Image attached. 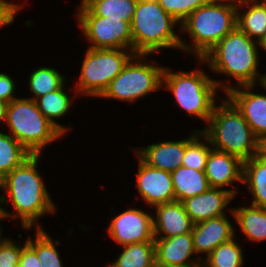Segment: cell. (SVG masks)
Returning <instances> with one entry per match:
<instances>
[{"label": "cell", "instance_id": "cell-31", "mask_svg": "<svg viewBox=\"0 0 266 267\" xmlns=\"http://www.w3.org/2000/svg\"><path fill=\"white\" fill-rule=\"evenodd\" d=\"M236 237L217 246L203 259L201 267H243V245L237 243Z\"/></svg>", "mask_w": 266, "mask_h": 267}, {"label": "cell", "instance_id": "cell-7", "mask_svg": "<svg viewBox=\"0 0 266 267\" xmlns=\"http://www.w3.org/2000/svg\"><path fill=\"white\" fill-rule=\"evenodd\" d=\"M5 123L11 134L32 155H42L50 143L64 135L39 111L30 98H15L8 104Z\"/></svg>", "mask_w": 266, "mask_h": 267}, {"label": "cell", "instance_id": "cell-9", "mask_svg": "<svg viewBox=\"0 0 266 267\" xmlns=\"http://www.w3.org/2000/svg\"><path fill=\"white\" fill-rule=\"evenodd\" d=\"M148 56L152 57V55L135 54L121 73L110 82L100 98L135 103L160 90L165 66H159V63L157 65L154 60L147 62Z\"/></svg>", "mask_w": 266, "mask_h": 267}, {"label": "cell", "instance_id": "cell-39", "mask_svg": "<svg viewBox=\"0 0 266 267\" xmlns=\"http://www.w3.org/2000/svg\"><path fill=\"white\" fill-rule=\"evenodd\" d=\"M3 219L4 220H6V218H5V215H4V213H3V211L1 210V208H0V222H2L3 221ZM1 224V223H0ZM2 227H1V225H0V241L3 239V236H2V229H1Z\"/></svg>", "mask_w": 266, "mask_h": 267}, {"label": "cell", "instance_id": "cell-29", "mask_svg": "<svg viewBox=\"0 0 266 267\" xmlns=\"http://www.w3.org/2000/svg\"><path fill=\"white\" fill-rule=\"evenodd\" d=\"M35 237L27 236V244L36 252L41 267H64L57 250L59 240H53L43 228H35Z\"/></svg>", "mask_w": 266, "mask_h": 267}, {"label": "cell", "instance_id": "cell-12", "mask_svg": "<svg viewBox=\"0 0 266 267\" xmlns=\"http://www.w3.org/2000/svg\"><path fill=\"white\" fill-rule=\"evenodd\" d=\"M137 159L136 187L145 204L153 208L176 201L171 173L148 165L138 155Z\"/></svg>", "mask_w": 266, "mask_h": 267}, {"label": "cell", "instance_id": "cell-42", "mask_svg": "<svg viewBox=\"0 0 266 267\" xmlns=\"http://www.w3.org/2000/svg\"><path fill=\"white\" fill-rule=\"evenodd\" d=\"M261 2L266 6V0H261Z\"/></svg>", "mask_w": 266, "mask_h": 267}, {"label": "cell", "instance_id": "cell-43", "mask_svg": "<svg viewBox=\"0 0 266 267\" xmlns=\"http://www.w3.org/2000/svg\"><path fill=\"white\" fill-rule=\"evenodd\" d=\"M85 1H87V0H80V4H83Z\"/></svg>", "mask_w": 266, "mask_h": 267}, {"label": "cell", "instance_id": "cell-3", "mask_svg": "<svg viewBox=\"0 0 266 267\" xmlns=\"http://www.w3.org/2000/svg\"><path fill=\"white\" fill-rule=\"evenodd\" d=\"M237 0H211L199 7L181 24L180 30L193 44L181 36L180 50L202 59L228 33L237 27Z\"/></svg>", "mask_w": 266, "mask_h": 267}, {"label": "cell", "instance_id": "cell-25", "mask_svg": "<svg viewBox=\"0 0 266 267\" xmlns=\"http://www.w3.org/2000/svg\"><path fill=\"white\" fill-rule=\"evenodd\" d=\"M107 267H155L154 242L134 243L122 246V252Z\"/></svg>", "mask_w": 266, "mask_h": 267}, {"label": "cell", "instance_id": "cell-26", "mask_svg": "<svg viewBox=\"0 0 266 267\" xmlns=\"http://www.w3.org/2000/svg\"><path fill=\"white\" fill-rule=\"evenodd\" d=\"M137 0H87L83 5L94 15L121 19L131 24Z\"/></svg>", "mask_w": 266, "mask_h": 267}, {"label": "cell", "instance_id": "cell-37", "mask_svg": "<svg viewBox=\"0 0 266 267\" xmlns=\"http://www.w3.org/2000/svg\"><path fill=\"white\" fill-rule=\"evenodd\" d=\"M258 155L266 160V136L259 139L258 143Z\"/></svg>", "mask_w": 266, "mask_h": 267}, {"label": "cell", "instance_id": "cell-19", "mask_svg": "<svg viewBox=\"0 0 266 267\" xmlns=\"http://www.w3.org/2000/svg\"><path fill=\"white\" fill-rule=\"evenodd\" d=\"M186 149V138L178 141H161L148 146L135 148V151L148 165L172 173L182 166Z\"/></svg>", "mask_w": 266, "mask_h": 267}, {"label": "cell", "instance_id": "cell-4", "mask_svg": "<svg viewBox=\"0 0 266 267\" xmlns=\"http://www.w3.org/2000/svg\"><path fill=\"white\" fill-rule=\"evenodd\" d=\"M220 101L215 105L206 127L200 131L215 150L235 155L242 161L258 155L259 140L246 119L226 97Z\"/></svg>", "mask_w": 266, "mask_h": 267}, {"label": "cell", "instance_id": "cell-23", "mask_svg": "<svg viewBox=\"0 0 266 267\" xmlns=\"http://www.w3.org/2000/svg\"><path fill=\"white\" fill-rule=\"evenodd\" d=\"M247 240L256 243L266 241V208L241 206L230 212Z\"/></svg>", "mask_w": 266, "mask_h": 267}, {"label": "cell", "instance_id": "cell-36", "mask_svg": "<svg viewBox=\"0 0 266 267\" xmlns=\"http://www.w3.org/2000/svg\"><path fill=\"white\" fill-rule=\"evenodd\" d=\"M20 267H41L36 252L27 244L23 243V249L19 260Z\"/></svg>", "mask_w": 266, "mask_h": 267}, {"label": "cell", "instance_id": "cell-6", "mask_svg": "<svg viewBox=\"0 0 266 267\" xmlns=\"http://www.w3.org/2000/svg\"><path fill=\"white\" fill-rule=\"evenodd\" d=\"M180 23L159 4L138 1L131 22L135 54L153 55L162 49L180 50L181 37L174 30Z\"/></svg>", "mask_w": 266, "mask_h": 267}, {"label": "cell", "instance_id": "cell-2", "mask_svg": "<svg viewBox=\"0 0 266 267\" xmlns=\"http://www.w3.org/2000/svg\"><path fill=\"white\" fill-rule=\"evenodd\" d=\"M261 45L237 27L216 44L199 63H206L216 75H226L225 80L214 79L219 90L226 94L233 88L264 83L265 73L258 70ZM234 79L235 83H230ZM225 82V83H224ZM229 82V83H228Z\"/></svg>", "mask_w": 266, "mask_h": 267}, {"label": "cell", "instance_id": "cell-15", "mask_svg": "<svg viewBox=\"0 0 266 267\" xmlns=\"http://www.w3.org/2000/svg\"><path fill=\"white\" fill-rule=\"evenodd\" d=\"M205 175L210 187L229 190L236 198L238 189L233 184L242 183L243 161L235 155L212 149L207 159ZM228 186L234 188L226 189Z\"/></svg>", "mask_w": 266, "mask_h": 267}, {"label": "cell", "instance_id": "cell-30", "mask_svg": "<svg viewBox=\"0 0 266 267\" xmlns=\"http://www.w3.org/2000/svg\"><path fill=\"white\" fill-rule=\"evenodd\" d=\"M31 155L11 134L0 131V181Z\"/></svg>", "mask_w": 266, "mask_h": 267}, {"label": "cell", "instance_id": "cell-34", "mask_svg": "<svg viewBox=\"0 0 266 267\" xmlns=\"http://www.w3.org/2000/svg\"><path fill=\"white\" fill-rule=\"evenodd\" d=\"M24 8V4L12 3L7 0H0V28L7 27L15 22V17L17 16L20 9Z\"/></svg>", "mask_w": 266, "mask_h": 267}, {"label": "cell", "instance_id": "cell-38", "mask_svg": "<svg viewBox=\"0 0 266 267\" xmlns=\"http://www.w3.org/2000/svg\"><path fill=\"white\" fill-rule=\"evenodd\" d=\"M8 103L0 101V125L6 120Z\"/></svg>", "mask_w": 266, "mask_h": 267}, {"label": "cell", "instance_id": "cell-35", "mask_svg": "<svg viewBox=\"0 0 266 267\" xmlns=\"http://www.w3.org/2000/svg\"><path fill=\"white\" fill-rule=\"evenodd\" d=\"M16 86L15 79L13 80L11 75H8L7 72H0V101L9 104L17 98L14 95Z\"/></svg>", "mask_w": 266, "mask_h": 267}, {"label": "cell", "instance_id": "cell-22", "mask_svg": "<svg viewBox=\"0 0 266 267\" xmlns=\"http://www.w3.org/2000/svg\"><path fill=\"white\" fill-rule=\"evenodd\" d=\"M242 183L251 194V205L266 208V160L256 155L243 161Z\"/></svg>", "mask_w": 266, "mask_h": 267}, {"label": "cell", "instance_id": "cell-33", "mask_svg": "<svg viewBox=\"0 0 266 267\" xmlns=\"http://www.w3.org/2000/svg\"><path fill=\"white\" fill-rule=\"evenodd\" d=\"M22 249L21 242L16 243L13 238L5 236L0 241V267H17Z\"/></svg>", "mask_w": 266, "mask_h": 267}, {"label": "cell", "instance_id": "cell-44", "mask_svg": "<svg viewBox=\"0 0 266 267\" xmlns=\"http://www.w3.org/2000/svg\"><path fill=\"white\" fill-rule=\"evenodd\" d=\"M264 84L266 85V73H265V79H264Z\"/></svg>", "mask_w": 266, "mask_h": 267}, {"label": "cell", "instance_id": "cell-24", "mask_svg": "<svg viewBox=\"0 0 266 267\" xmlns=\"http://www.w3.org/2000/svg\"><path fill=\"white\" fill-rule=\"evenodd\" d=\"M176 201H184L210 188L205 171L180 166L171 173Z\"/></svg>", "mask_w": 266, "mask_h": 267}, {"label": "cell", "instance_id": "cell-16", "mask_svg": "<svg viewBox=\"0 0 266 267\" xmlns=\"http://www.w3.org/2000/svg\"><path fill=\"white\" fill-rule=\"evenodd\" d=\"M234 197L229 190L210 187L204 193L182 201V204L191 221L197 224L211 218L227 215L226 211H232L228 205L235 199Z\"/></svg>", "mask_w": 266, "mask_h": 267}, {"label": "cell", "instance_id": "cell-5", "mask_svg": "<svg viewBox=\"0 0 266 267\" xmlns=\"http://www.w3.org/2000/svg\"><path fill=\"white\" fill-rule=\"evenodd\" d=\"M162 89L171 91L175 104L188 116L203 120L206 124L218 100L219 88L214 78L200 68L191 72H174L173 68L165 66Z\"/></svg>", "mask_w": 266, "mask_h": 267}, {"label": "cell", "instance_id": "cell-18", "mask_svg": "<svg viewBox=\"0 0 266 267\" xmlns=\"http://www.w3.org/2000/svg\"><path fill=\"white\" fill-rule=\"evenodd\" d=\"M154 238H169L191 233L194 223L186 213L182 202L174 201L153 207Z\"/></svg>", "mask_w": 266, "mask_h": 267}, {"label": "cell", "instance_id": "cell-41", "mask_svg": "<svg viewBox=\"0 0 266 267\" xmlns=\"http://www.w3.org/2000/svg\"><path fill=\"white\" fill-rule=\"evenodd\" d=\"M137 1H141V2H154V1H158V0H137Z\"/></svg>", "mask_w": 266, "mask_h": 267}, {"label": "cell", "instance_id": "cell-11", "mask_svg": "<svg viewBox=\"0 0 266 267\" xmlns=\"http://www.w3.org/2000/svg\"><path fill=\"white\" fill-rule=\"evenodd\" d=\"M110 218L107 232L119 246L154 242L153 215L143 209L130 207Z\"/></svg>", "mask_w": 266, "mask_h": 267}, {"label": "cell", "instance_id": "cell-20", "mask_svg": "<svg viewBox=\"0 0 266 267\" xmlns=\"http://www.w3.org/2000/svg\"><path fill=\"white\" fill-rule=\"evenodd\" d=\"M236 23L240 31L261 43L266 38V6L260 0H237Z\"/></svg>", "mask_w": 266, "mask_h": 267}, {"label": "cell", "instance_id": "cell-17", "mask_svg": "<svg viewBox=\"0 0 266 267\" xmlns=\"http://www.w3.org/2000/svg\"><path fill=\"white\" fill-rule=\"evenodd\" d=\"M231 222L223 215L193 225L192 238L197 259L203 261L201 254L205 253L203 257H207L217 246L236 236Z\"/></svg>", "mask_w": 266, "mask_h": 267}, {"label": "cell", "instance_id": "cell-27", "mask_svg": "<svg viewBox=\"0 0 266 267\" xmlns=\"http://www.w3.org/2000/svg\"><path fill=\"white\" fill-rule=\"evenodd\" d=\"M191 136L186 138V149L182 159V166L196 171H205L210 151L213 149L209 139L200 131L192 130Z\"/></svg>", "mask_w": 266, "mask_h": 267}, {"label": "cell", "instance_id": "cell-21", "mask_svg": "<svg viewBox=\"0 0 266 267\" xmlns=\"http://www.w3.org/2000/svg\"><path fill=\"white\" fill-rule=\"evenodd\" d=\"M66 84L67 83H65L60 89L41 96L35 100L42 115L48 119L63 135L72 129L70 124L69 126H64L56 121V119H62L66 114H68L70 108L72 107L73 100L70 95H68L69 93L66 92V89L68 88Z\"/></svg>", "mask_w": 266, "mask_h": 267}, {"label": "cell", "instance_id": "cell-10", "mask_svg": "<svg viewBox=\"0 0 266 267\" xmlns=\"http://www.w3.org/2000/svg\"><path fill=\"white\" fill-rule=\"evenodd\" d=\"M76 13L78 28L90 42L87 48L130 49L133 51L131 24L121 19L94 16L83 4Z\"/></svg>", "mask_w": 266, "mask_h": 267}, {"label": "cell", "instance_id": "cell-28", "mask_svg": "<svg viewBox=\"0 0 266 267\" xmlns=\"http://www.w3.org/2000/svg\"><path fill=\"white\" fill-rule=\"evenodd\" d=\"M57 68L54 67H38L33 70L28 78V85L32 100H36L41 96L60 89L67 81Z\"/></svg>", "mask_w": 266, "mask_h": 267}, {"label": "cell", "instance_id": "cell-8", "mask_svg": "<svg viewBox=\"0 0 266 267\" xmlns=\"http://www.w3.org/2000/svg\"><path fill=\"white\" fill-rule=\"evenodd\" d=\"M82 61L76 87L71 88L72 98L80 95L101 97L135 55L130 49L87 48ZM75 91V93H74ZM77 95V96H76Z\"/></svg>", "mask_w": 266, "mask_h": 267}, {"label": "cell", "instance_id": "cell-14", "mask_svg": "<svg viewBox=\"0 0 266 267\" xmlns=\"http://www.w3.org/2000/svg\"><path fill=\"white\" fill-rule=\"evenodd\" d=\"M156 265L164 267H201L200 259L196 256L192 232L169 238H155Z\"/></svg>", "mask_w": 266, "mask_h": 267}, {"label": "cell", "instance_id": "cell-40", "mask_svg": "<svg viewBox=\"0 0 266 267\" xmlns=\"http://www.w3.org/2000/svg\"><path fill=\"white\" fill-rule=\"evenodd\" d=\"M260 45H261V50L263 51H265L266 52V38L260 43Z\"/></svg>", "mask_w": 266, "mask_h": 267}, {"label": "cell", "instance_id": "cell-13", "mask_svg": "<svg viewBox=\"0 0 266 267\" xmlns=\"http://www.w3.org/2000/svg\"><path fill=\"white\" fill-rule=\"evenodd\" d=\"M257 85H244L228 91L226 98L246 119L259 140L266 136V94L254 92ZM261 86L266 90L264 83ZM253 91V92H252Z\"/></svg>", "mask_w": 266, "mask_h": 267}, {"label": "cell", "instance_id": "cell-32", "mask_svg": "<svg viewBox=\"0 0 266 267\" xmlns=\"http://www.w3.org/2000/svg\"><path fill=\"white\" fill-rule=\"evenodd\" d=\"M211 0H158L162 8L180 24L195 10Z\"/></svg>", "mask_w": 266, "mask_h": 267}, {"label": "cell", "instance_id": "cell-1", "mask_svg": "<svg viewBox=\"0 0 266 267\" xmlns=\"http://www.w3.org/2000/svg\"><path fill=\"white\" fill-rule=\"evenodd\" d=\"M41 156L31 155L0 181V191L4 190V194L0 195V208L5 218H20L21 227L28 231L35 226L36 229L42 228L38 220L57 212V206L42 179L43 175L38 171ZM8 201H11V212L2 207Z\"/></svg>", "mask_w": 266, "mask_h": 267}]
</instances>
